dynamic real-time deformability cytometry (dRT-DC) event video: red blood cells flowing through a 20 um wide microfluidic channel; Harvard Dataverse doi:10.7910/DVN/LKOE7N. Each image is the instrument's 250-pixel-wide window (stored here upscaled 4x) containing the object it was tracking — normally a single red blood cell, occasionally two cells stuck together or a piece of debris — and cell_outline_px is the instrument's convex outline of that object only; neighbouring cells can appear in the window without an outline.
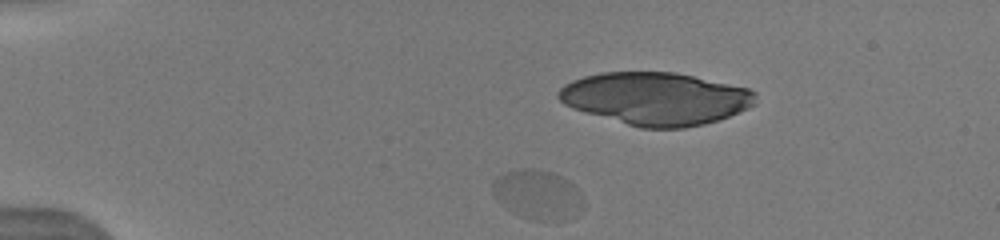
{"species": "human", "species_latin": "Homo sapiens", "temperature_condition": "warm", "stored_images_in_passage": 34, "segment_of_instrument_passage": [2, 2], "camera_frame_rate_fps": 3000, "um_per_image_px": 0.085, "donor": {"sex": "male"}, "frame": {"image": 1, "passage_image": 8, "time_ms": 2.667, "image_size_px": [1000, 240], "cell_outline_px": [[584, 208], [580, 216], [564, 220], [532, 220], [512, 212], [500, 204], [492, 188], [492, 184], [496, 176], [508, 172], [524, 168], [532, 168], [552, 172], [568, 180], [584, 196]], "centroid_in_image_um": [45.77, 16.57], "position_along_channel_um": 39.2, "area_um2": 26.47}}
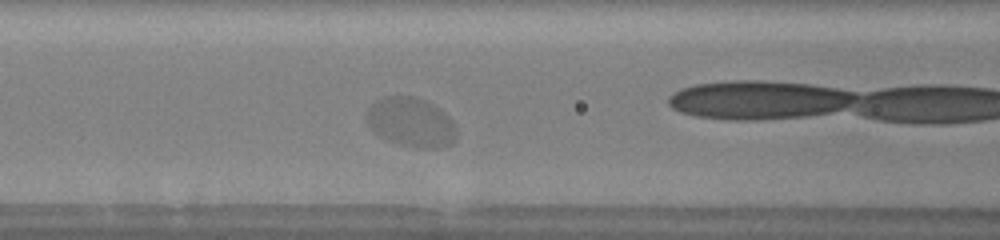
{"frame": {"image": 2, "passage_image": 17, "time_ms": 6.333, "image_size_px": [1000, 240], "cell_outline_px": [[456, 140], [452, 144], [440, 148], [420, 148], [400, 144], [388, 140], [380, 136], [368, 124], [368, 108], [376, 100], [384, 96], [412, 96], [424, 100], [432, 104], [448, 116], [452, 120], [456, 128]], "centroid_in_image_um": [34.97, 10.4], "position_along_channel_um": 131.6, "area_um2": 25.61}}
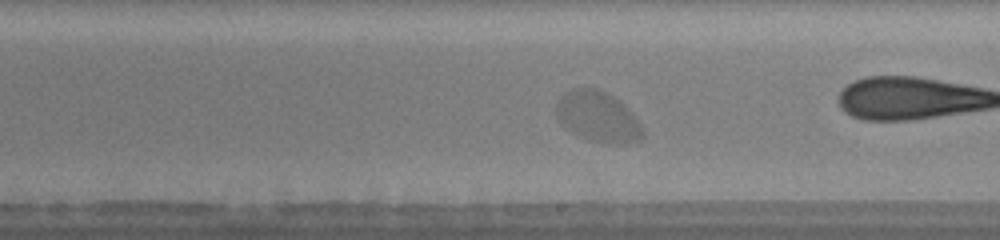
{"frame": {"image": 3, "passage_image": 24, "time_ms": 9.0, "image_size_px": [1000, 240], "cell_outline_px": [[644, 136], [640, 140], [616, 144], [592, 140], [580, 136], [572, 132], [560, 120], [556, 108], [556, 104], [560, 96], [572, 88], [596, 88], [612, 96], [640, 124], [644, 132]], "centroid_in_image_um": [50.79, 9.92], "position_along_channel_um": 238.2, "area_um2": 24.45}}